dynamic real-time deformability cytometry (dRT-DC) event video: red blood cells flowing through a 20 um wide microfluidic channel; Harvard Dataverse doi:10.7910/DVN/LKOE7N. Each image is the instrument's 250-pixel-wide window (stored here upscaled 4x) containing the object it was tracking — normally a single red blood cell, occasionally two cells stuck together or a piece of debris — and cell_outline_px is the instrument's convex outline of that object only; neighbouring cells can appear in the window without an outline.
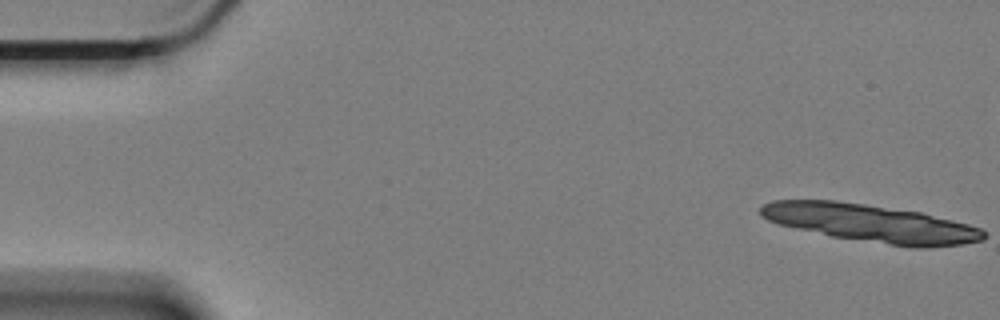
{"species": "Egyptian fruit bat (a non-hibernating species)", "species_latin": "Rousettus aegyptiacus", "temperature_condition": "cold", "stored_images_in_passage": 3, "camera_frame_rate_fps": 3000, "um_per_image_px": 0.085, "animal": {"sex": "female"}, "frame": {"image": 1, "passage_image": 1, "time_ms": 0.0, "image_size_px": [1000, 320], "cell_outline_px": [[984, 236], [972, 240], [948, 244], [904, 244], [848, 236], [832, 232], [816, 204], [848, 204], [908, 212], [960, 224], [972, 228]], "centroid_in_image_um": [75.94, 19.18], "position_along_channel_um": 9.1, "area_um2": 30.58}}